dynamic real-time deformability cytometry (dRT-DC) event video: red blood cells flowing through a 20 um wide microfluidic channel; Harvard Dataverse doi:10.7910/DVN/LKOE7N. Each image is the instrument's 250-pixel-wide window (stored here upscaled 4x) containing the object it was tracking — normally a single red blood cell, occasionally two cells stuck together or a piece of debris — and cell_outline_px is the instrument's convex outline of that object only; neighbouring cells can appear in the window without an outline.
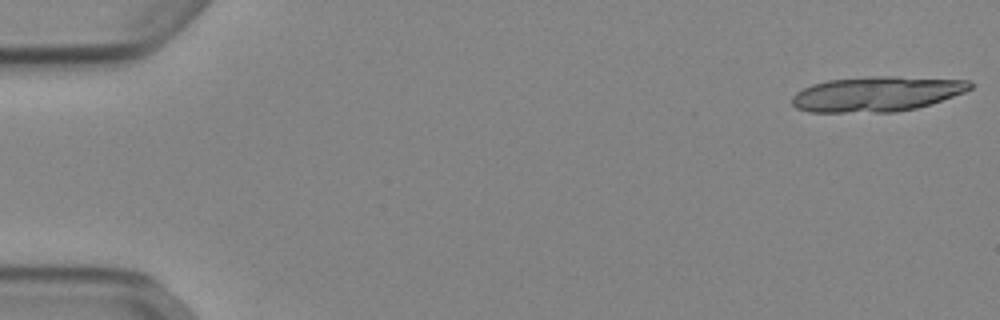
{"species": "Egyptian fruit bat (a non-hibernating species)", "species_latin": "Rousettus aegyptiacus", "temperature_condition": "cold", "stored_images_in_passage": 18, "camera_frame_rate_fps": 3000, "um_per_image_px": 0.085, "animal": {"sex": "female"}, "frame": {"image": 1, "passage_image": 1, "time_ms": 0.0, "image_size_px": [1000, 320], "cell_outline_px": [[972, 88], [964, 92], [916, 108], [896, 112], [808, 112], [796, 108], [792, 104], [792, 96], [796, 92], [812, 84], [828, 80], [868, 76], [896, 76], [968, 80], [972, 84]], "centroid_in_image_um": [74.48, 7.98], "position_along_channel_um": 10.5, "area_um2": 36.36}}